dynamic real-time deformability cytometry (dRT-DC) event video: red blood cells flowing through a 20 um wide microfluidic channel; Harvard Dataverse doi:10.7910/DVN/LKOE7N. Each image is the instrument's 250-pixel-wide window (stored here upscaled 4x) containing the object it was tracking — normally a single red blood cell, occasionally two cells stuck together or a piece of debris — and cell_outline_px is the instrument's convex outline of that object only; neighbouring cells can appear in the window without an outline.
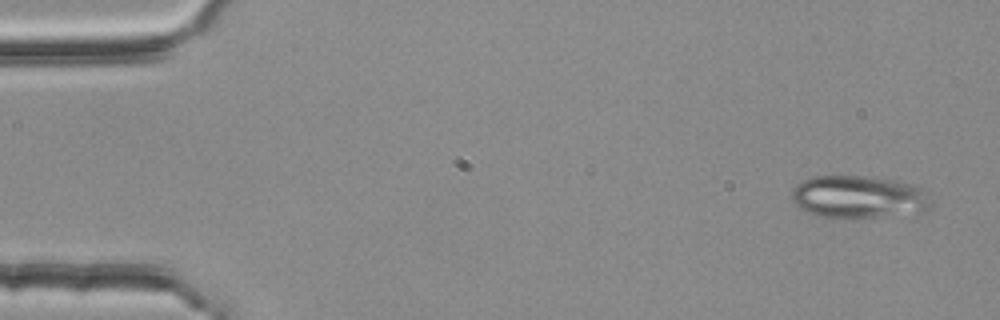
{"species": "common noctule bat (a hibernating species)", "species_latin": "Nyctalus noctula", "temperature_condition": "room temperature", "stored_images_in_passage": 4, "camera_frame_rate_fps": 3000, "um_per_image_px": 0.085, "animal": {"sex": "female", "body_mass_g": 25.1}, "frame": {"image": 1, "passage_image": 1, "time_ms": 0.0, "image_size_px": [1000, 320], "cell_outline_px": [[932, 208], [920, 212], [836, 220], [816, 216], [800, 208], [792, 200], [792, 192], [796, 184], [800, 180], [812, 176], [872, 176], [896, 180], [912, 184], [920, 188], [932, 204]], "centroid_in_image_um": [72.92, 16.75], "position_along_channel_um": 12.1, "area_um2": 35.03}}